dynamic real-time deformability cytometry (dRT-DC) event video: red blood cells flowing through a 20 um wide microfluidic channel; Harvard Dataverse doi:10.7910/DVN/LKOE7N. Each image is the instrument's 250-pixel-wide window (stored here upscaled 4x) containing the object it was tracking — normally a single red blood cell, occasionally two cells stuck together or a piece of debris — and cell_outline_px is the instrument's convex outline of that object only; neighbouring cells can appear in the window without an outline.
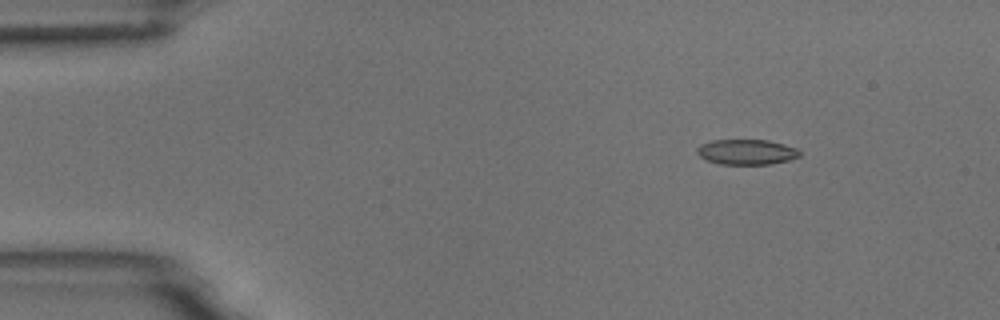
{"species": "common noctule bat (a hibernating species)", "species_latin": "Nyctalus noctula", "temperature_condition": "room temperature", "stored_images_in_passage": 4, "camera_frame_rate_fps": 3000, "um_per_image_px": 0.085, "animal": {"sex": "male", "body_mass_g": 18.8}, "frame": {"image": 1, "passage_image": 1, "time_ms": 0.0, "image_size_px": [1000, 320], "cell_outline_px": [[800, 156], [788, 160], [768, 164], [720, 164], [708, 160], [700, 156], [696, 152], [696, 148], [700, 144], [712, 140], [768, 140], [784, 144], [796, 148], [800, 152]], "centroid_in_image_um": [63.44, 12.91], "position_along_channel_um": 21.6, "area_um2": 15.03}}
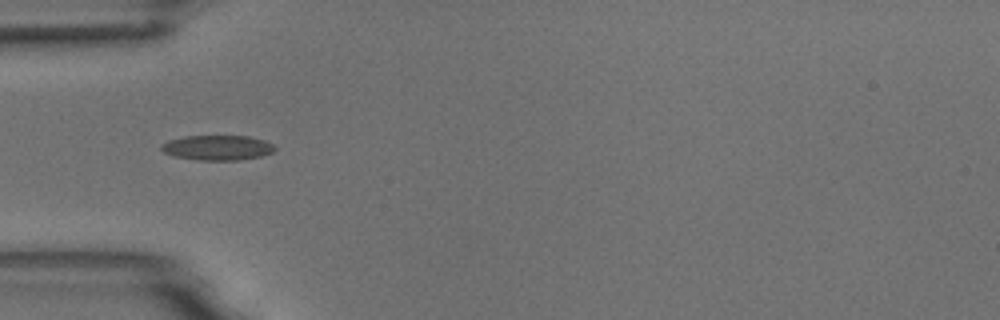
{"frame": {"image": 2, "passage_image": 4, "time_ms": 3.333, "image_size_px": [1000, 320], "cell_outline_px": [[276, 148], [272, 152], [260, 156], [240, 160], [200, 160], [176, 156], [164, 152], [160, 148], [160, 144], [168, 140], [184, 136], [248, 136], [264, 140], [272, 144]], "centroid_in_image_um": [18.47, 12.54], "position_along_channel_um": 66.5, "area_um2": 16.42}}